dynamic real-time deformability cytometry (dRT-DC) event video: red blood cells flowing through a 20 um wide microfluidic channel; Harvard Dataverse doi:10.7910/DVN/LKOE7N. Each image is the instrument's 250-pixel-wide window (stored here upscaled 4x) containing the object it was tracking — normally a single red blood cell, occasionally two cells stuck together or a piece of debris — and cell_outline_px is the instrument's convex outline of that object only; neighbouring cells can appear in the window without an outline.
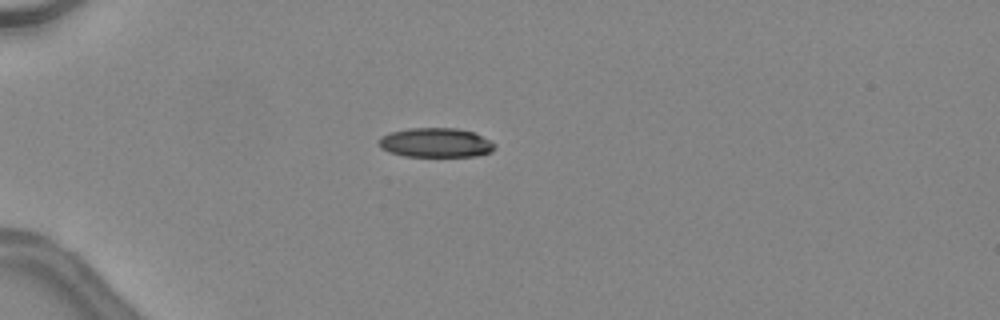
{"species": "common noctule bat (a hibernating species)", "species_latin": "Nyctalus noctula", "temperature_condition": "warm", "stored_images_in_passage": 34, "camera_frame_rate_fps": 3000, "um_per_image_px": 0.085, "animal": {"sex": "female", "body_mass_g": 24.6, "forearm_length_mm": 56.2}, "frame": {"image": 1, "passage_image": 1, "time_ms": 0.0, "image_size_px": [1000, 320], "cell_outline_px": [[496, 148], [492, 152], [476, 156], [404, 156], [388, 152], [380, 148], [376, 140], [380, 136], [388, 132], [408, 128], [456, 128], [476, 132], [496, 144]], "centroid_in_image_um": [37.01, 12.12], "position_along_channel_um": 48.0, "area_um2": 20.29}}